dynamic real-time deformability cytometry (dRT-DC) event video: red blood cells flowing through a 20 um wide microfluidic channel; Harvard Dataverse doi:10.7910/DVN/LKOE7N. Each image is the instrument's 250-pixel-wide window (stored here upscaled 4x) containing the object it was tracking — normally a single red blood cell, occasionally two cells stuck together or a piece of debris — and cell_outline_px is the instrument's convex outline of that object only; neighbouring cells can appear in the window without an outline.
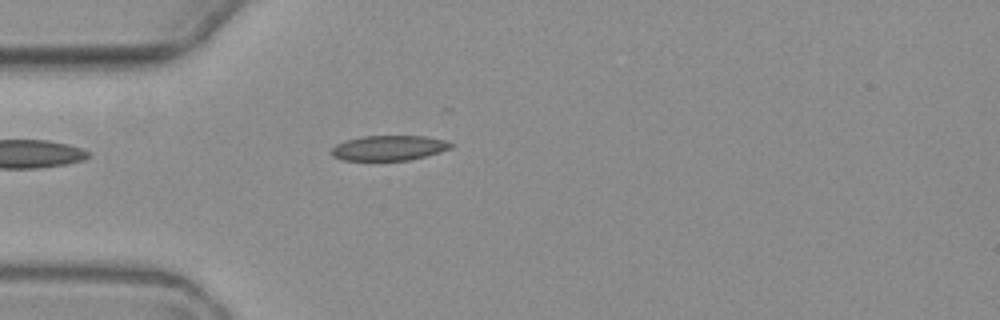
{"species": "common noctule bat (a hibernating species)", "species_latin": "Nyctalus noctula", "temperature_condition": "warm", "stored_images_in_passage": 5, "camera_frame_rate_fps": 3000, "um_per_image_px": 0.085, "animal": {"sex": "female", "body_mass_g": 19.3, "forearm_length_mm": 54.1}, "frame": {"image": 1, "passage_image": 5, "time_ms": 4.667, "image_size_px": [1000, 320], "cell_outline_px": [[452, 148], [440, 152], [408, 160], [344, 160], [332, 156], [332, 148], [336, 144], [344, 140], [360, 136], [424, 136], [444, 140], [452, 144]], "centroid_in_image_um": [33.03, 12.57], "position_along_channel_um": 52.0, "area_um2": 17.34}}